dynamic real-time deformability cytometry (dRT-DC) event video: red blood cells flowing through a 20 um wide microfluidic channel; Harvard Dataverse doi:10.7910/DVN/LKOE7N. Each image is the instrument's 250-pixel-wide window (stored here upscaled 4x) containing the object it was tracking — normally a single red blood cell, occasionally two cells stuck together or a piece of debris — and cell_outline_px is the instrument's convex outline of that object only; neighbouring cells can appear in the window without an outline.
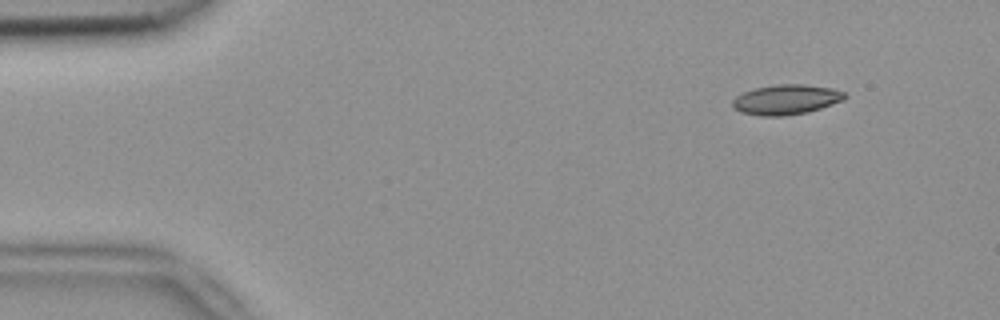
{"species": "common noctule bat (a hibernating species)", "species_latin": "Nyctalus noctula", "temperature_condition": "room temperature", "stored_images_in_passage": 4, "camera_frame_rate_fps": 3000, "um_per_image_px": 0.085, "animal": {"sex": "female", "body_mass_g": 18.4}, "frame": {"image": 1, "passage_image": 1, "time_ms": 0.0, "image_size_px": [1000, 320], "cell_outline_px": [[848, 96], [844, 100], [808, 112], [784, 116], [760, 116], [740, 112], [732, 108], [732, 100], [736, 96], [752, 88], [776, 84], [804, 84], [832, 88], [844, 92]], "centroid_in_image_um": [66.8, 8.46], "position_along_channel_um": 18.2, "area_um2": 19.83}}
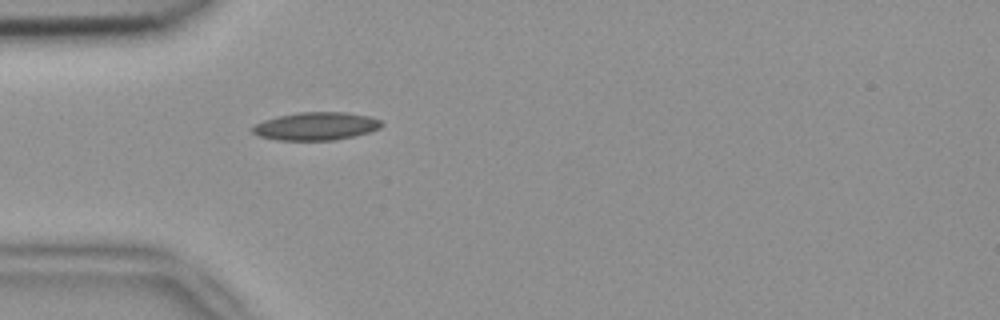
{"frame": {"image": 2, "passage_image": 4, "time_ms": 1.0, "image_size_px": [1000, 320], "cell_outline_px": [[384, 124], [380, 128], [368, 132], [336, 140], [276, 140], [260, 136], [252, 132], [252, 128], [256, 124], [264, 120], [276, 116], [300, 112], [344, 112], [368, 116], [380, 120]], "centroid_in_image_um": [26.85, 10.72], "position_along_channel_um": 58.1, "area_um2": 20.92}}